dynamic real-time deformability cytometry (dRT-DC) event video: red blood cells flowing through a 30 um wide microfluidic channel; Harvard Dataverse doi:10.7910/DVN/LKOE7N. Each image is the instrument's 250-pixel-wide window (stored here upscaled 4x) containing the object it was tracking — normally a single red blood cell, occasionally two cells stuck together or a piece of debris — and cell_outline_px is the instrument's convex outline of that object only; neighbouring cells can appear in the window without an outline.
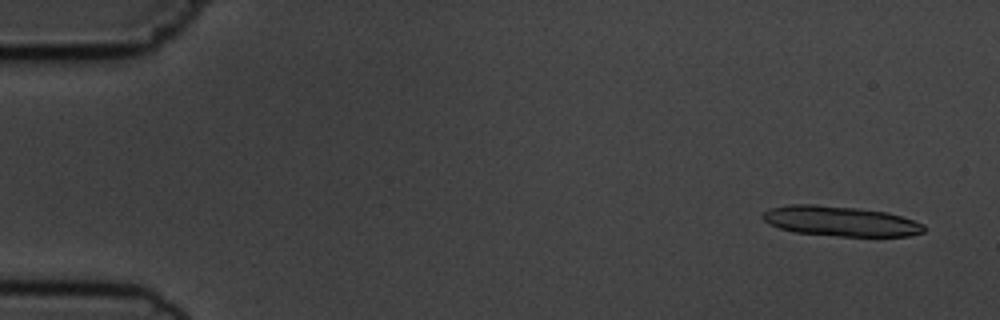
{"species": "common noctule bat (a hibernating species)", "species_latin": "Nyctalus noctula", "temperature_condition": "cold", "stored_images_in_passage": 6, "camera_frame_rate_fps": 3000, "um_per_image_px": 0.085, "animal": {"sex": "male", "body_mass_g": 19.5, "forearm_length_mm": 54.6}, "frame": {"image": 1, "passage_image": 1, "time_ms": 0.0, "image_size_px": [1000, 320], "cell_outline_px": [[928, 228], [924, 232], [908, 236], [840, 236], [796, 232], [780, 228], [764, 220], [760, 216], [764, 212], [772, 208], [788, 204], [816, 204], [856, 208], [884, 212], [900, 216], [924, 224]], "centroid_in_image_um": [71.46, 18.8], "position_along_channel_um": 13.5, "area_um2": 27.98}}